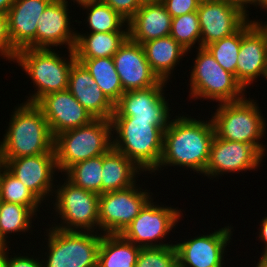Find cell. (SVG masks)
<instances>
[{
    "label": "cell",
    "mask_w": 267,
    "mask_h": 267,
    "mask_svg": "<svg viewBox=\"0 0 267 267\" xmlns=\"http://www.w3.org/2000/svg\"><path fill=\"white\" fill-rule=\"evenodd\" d=\"M214 136L211 119L205 121L192 118L188 114L176 115L164 131L162 157L153 172L161 171V168L166 166H177L189 168L199 175L203 174Z\"/></svg>",
    "instance_id": "obj_1"
},
{
    "label": "cell",
    "mask_w": 267,
    "mask_h": 267,
    "mask_svg": "<svg viewBox=\"0 0 267 267\" xmlns=\"http://www.w3.org/2000/svg\"><path fill=\"white\" fill-rule=\"evenodd\" d=\"M6 131L0 141V157L4 163L9 159L55 152L48 122L35 103L24 101L15 107Z\"/></svg>",
    "instance_id": "obj_2"
},
{
    "label": "cell",
    "mask_w": 267,
    "mask_h": 267,
    "mask_svg": "<svg viewBox=\"0 0 267 267\" xmlns=\"http://www.w3.org/2000/svg\"><path fill=\"white\" fill-rule=\"evenodd\" d=\"M111 124L112 147L143 172L152 174L160 163L164 131L169 124H151V121L143 120H111Z\"/></svg>",
    "instance_id": "obj_3"
},
{
    "label": "cell",
    "mask_w": 267,
    "mask_h": 267,
    "mask_svg": "<svg viewBox=\"0 0 267 267\" xmlns=\"http://www.w3.org/2000/svg\"><path fill=\"white\" fill-rule=\"evenodd\" d=\"M54 49L25 48L16 54L14 63L29 76L34 92L29 94L28 103H36L45 95L68 89L69 73L76 57L68 50V58Z\"/></svg>",
    "instance_id": "obj_4"
},
{
    "label": "cell",
    "mask_w": 267,
    "mask_h": 267,
    "mask_svg": "<svg viewBox=\"0 0 267 267\" xmlns=\"http://www.w3.org/2000/svg\"><path fill=\"white\" fill-rule=\"evenodd\" d=\"M255 101L246 95L239 101L219 103L211 120L216 137L253 145L265 156L267 145L260 141L265 139L267 123Z\"/></svg>",
    "instance_id": "obj_5"
},
{
    "label": "cell",
    "mask_w": 267,
    "mask_h": 267,
    "mask_svg": "<svg viewBox=\"0 0 267 267\" xmlns=\"http://www.w3.org/2000/svg\"><path fill=\"white\" fill-rule=\"evenodd\" d=\"M111 147V120L94 119L84 126L63 131L54 137L58 171L63 175L72 165L103 155Z\"/></svg>",
    "instance_id": "obj_6"
},
{
    "label": "cell",
    "mask_w": 267,
    "mask_h": 267,
    "mask_svg": "<svg viewBox=\"0 0 267 267\" xmlns=\"http://www.w3.org/2000/svg\"><path fill=\"white\" fill-rule=\"evenodd\" d=\"M42 267H97L102 233L47 228ZM46 256V257H45Z\"/></svg>",
    "instance_id": "obj_7"
},
{
    "label": "cell",
    "mask_w": 267,
    "mask_h": 267,
    "mask_svg": "<svg viewBox=\"0 0 267 267\" xmlns=\"http://www.w3.org/2000/svg\"><path fill=\"white\" fill-rule=\"evenodd\" d=\"M190 72L189 99L235 102L245 98V89L235 75L226 71L205 47H198Z\"/></svg>",
    "instance_id": "obj_8"
},
{
    "label": "cell",
    "mask_w": 267,
    "mask_h": 267,
    "mask_svg": "<svg viewBox=\"0 0 267 267\" xmlns=\"http://www.w3.org/2000/svg\"><path fill=\"white\" fill-rule=\"evenodd\" d=\"M63 181L62 185L55 186V200H52V211L57 212L54 216L61 220L58 224L54 222L52 227L64 231L98 232L99 194L75 186L66 177Z\"/></svg>",
    "instance_id": "obj_9"
},
{
    "label": "cell",
    "mask_w": 267,
    "mask_h": 267,
    "mask_svg": "<svg viewBox=\"0 0 267 267\" xmlns=\"http://www.w3.org/2000/svg\"><path fill=\"white\" fill-rule=\"evenodd\" d=\"M153 197L120 234L124 239L141 248L172 246L162 240L173 232L183 216L182 209L156 204ZM160 240V241H159Z\"/></svg>",
    "instance_id": "obj_10"
},
{
    "label": "cell",
    "mask_w": 267,
    "mask_h": 267,
    "mask_svg": "<svg viewBox=\"0 0 267 267\" xmlns=\"http://www.w3.org/2000/svg\"><path fill=\"white\" fill-rule=\"evenodd\" d=\"M152 195V192L146 188L142 189L138 184L127 189L100 194L99 232L121 234L152 198Z\"/></svg>",
    "instance_id": "obj_11"
},
{
    "label": "cell",
    "mask_w": 267,
    "mask_h": 267,
    "mask_svg": "<svg viewBox=\"0 0 267 267\" xmlns=\"http://www.w3.org/2000/svg\"><path fill=\"white\" fill-rule=\"evenodd\" d=\"M166 81L145 89L126 91L114 104L111 120H143L151 124H169L171 107L164 95Z\"/></svg>",
    "instance_id": "obj_12"
},
{
    "label": "cell",
    "mask_w": 267,
    "mask_h": 267,
    "mask_svg": "<svg viewBox=\"0 0 267 267\" xmlns=\"http://www.w3.org/2000/svg\"><path fill=\"white\" fill-rule=\"evenodd\" d=\"M237 59L236 79L245 90L256 82L258 76L266 77L267 31L258 19L247 20L242 25L241 47Z\"/></svg>",
    "instance_id": "obj_13"
},
{
    "label": "cell",
    "mask_w": 267,
    "mask_h": 267,
    "mask_svg": "<svg viewBox=\"0 0 267 267\" xmlns=\"http://www.w3.org/2000/svg\"><path fill=\"white\" fill-rule=\"evenodd\" d=\"M263 158L265 157L253 145L214 136L203 175L214 179L228 172L239 174L243 171L257 170Z\"/></svg>",
    "instance_id": "obj_14"
},
{
    "label": "cell",
    "mask_w": 267,
    "mask_h": 267,
    "mask_svg": "<svg viewBox=\"0 0 267 267\" xmlns=\"http://www.w3.org/2000/svg\"><path fill=\"white\" fill-rule=\"evenodd\" d=\"M230 225L207 235L176 243L179 267H225V252L233 236ZM224 265V266H223Z\"/></svg>",
    "instance_id": "obj_15"
},
{
    "label": "cell",
    "mask_w": 267,
    "mask_h": 267,
    "mask_svg": "<svg viewBox=\"0 0 267 267\" xmlns=\"http://www.w3.org/2000/svg\"><path fill=\"white\" fill-rule=\"evenodd\" d=\"M5 167L41 202L54 196V176L59 173L55 152L9 159Z\"/></svg>",
    "instance_id": "obj_16"
},
{
    "label": "cell",
    "mask_w": 267,
    "mask_h": 267,
    "mask_svg": "<svg viewBox=\"0 0 267 267\" xmlns=\"http://www.w3.org/2000/svg\"><path fill=\"white\" fill-rule=\"evenodd\" d=\"M197 13L201 47L230 36L248 20L245 10L231 0L200 2Z\"/></svg>",
    "instance_id": "obj_17"
},
{
    "label": "cell",
    "mask_w": 267,
    "mask_h": 267,
    "mask_svg": "<svg viewBox=\"0 0 267 267\" xmlns=\"http://www.w3.org/2000/svg\"><path fill=\"white\" fill-rule=\"evenodd\" d=\"M68 5L65 0H52L48 4L37 21L35 48L55 49L65 45L67 50H74L77 30L74 24L70 25Z\"/></svg>",
    "instance_id": "obj_18"
},
{
    "label": "cell",
    "mask_w": 267,
    "mask_h": 267,
    "mask_svg": "<svg viewBox=\"0 0 267 267\" xmlns=\"http://www.w3.org/2000/svg\"><path fill=\"white\" fill-rule=\"evenodd\" d=\"M35 104L46 118L53 137L94 120L68 89L45 95Z\"/></svg>",
    "instance_id": "obj_19"
},
{
    "label": "cell",
    "mask_w": 267,
    "mask_h": 267,
    "mask_svg": "<svg viewBox=\"0 0 267 267\" xmlns=\"http://www.w3.org/2000/svg\"><path fill=\"white\" fill-rule=\"evenodd\" d=\"M112 58L124 92L145 89L161 81L152 71L143 46L129 37Z\"/></svg>",
    "instance_id": "obj_20"
},
{
    "label": "cell",
    "mask_w": 267,
    "mask_h": 267,
    "mask_svg": "<svg viewBox=\"0 0 267 267\" xmlns=\"http://www.w3.org/2000/svg\"><path fill=\"white\" fill-rule=\"evenodd\" d=\"M68 90L94 119L111 120L114 104L78 61H75L71 67Z\"/></svg>",
    "instance_id": "obj_21"
},
{
    "label": "cell",
    "mask_w": 267,
    "mask_h": 267,
    "mask_svg": "<svg viewBox=\"0 0 267 267\" xmlns=\"http://www.w3.org/2000/svg\"><path fill=\"white\" fill-rule=\"evenodd\" d=\"M52 0H15L7 12L13 47L20 51L35 48L37 21Z\"/></svg>",
    "instance_id": "obj_22"
},
{
    "label": "cell",
    "mask_w": 267,
    "mask_h": 267,
    "mask_svg": "<svg viewBox=\"0 0 267 267\" xmlns=\"http://www.w3.org/2000/svg\"><path fill=\"white\" fill-rule=\"evenodd\" d=\"M127 23L129 38L142 45L170 35L172 17L161 2L143 3Z\"/></svg>",
    "instance_id": "obj_23"
},
{
    "label": "cell",
    "mask_w": 267,
    "mask_h": 267,
    "mask_svg": "<svg viewBox=\"0 0 267 267\" xmlns=\"http://www.w3.org/2000/svg\"><path fill=\"white\" fill-rule=\"evenodd\" d=\"M152 71L162 81L169 82L176 65L188 54L170 35L149 40L142 44ZM169 80V81H168Z\"/></svg>",
    "instance_id": "obj_24"
},
{
    "label": "cell",
    "mask_w": 267,
    "mask_h": 267,
    "mask_svg": "<svg viewBox=\"0 0 267 267\" xmlns=\"http://www.w3.org/2000/svg\"><path fill=\"white\" fill-rule=\"evenodd\" d=\"M139 172L143 171L134 162L111 147L103 154L102 194L131 187L137 183Z\"/></svg>",
    "instance_id": "obj_25"
},
{
    "label": "cell",
    "mask_w": 267,
    "mask_h": 267,
    "mask_svg": "<svg viewBox=\"0 0 267 267\" xmlns=\"http://www.w3.org/2000/svg\"><path fill=\"white\" fill-rule=\"evenodd\" d=\"M86 33L77 31L73 50L76 59L113 57L129 37L128 31Z\"/></svg>",
    "instance_id": "obj_26"
},
{
    "label": "cell",
    "mask_w": 267,
    "mask_h": 267,
    "mask_svg": "<svg viewBox=\"0 0 267 267\" xmlns=\"http://www.w3.org/2000/svg\"><path fill=\"white\" fill-rule=\"evenodd\" d=\"M140 249L120 234H103L97 267H135Z\"/></svg>",
    "instance_id": "obj_27"
},
{
    "label": "cell",
    "mask_w": 267,
    "mask_h": 267,
    "mask_svg": "<svg viewBox=\"0 0 267 267\" xmlns=\"http://www.w3.org/2000/svg\"><path fill=\"white\" fill-rule=\"evenodd\" d=\"M91 74L107 98L115 104L124 93L112 57L76 59Z\"/></svg>",
    "instance_id": "obj_28"
},
{
    "label": "cell",
    "mask_w": 267,
    "mask_h": 267,
    "mask_svg": "<svg viewBox=\"0 0 267 267\" xmlns=\"http://www.w3.org/2000/svg\"><path fill=\"white\" fill-rule=\"evenodd\" d=\"M36 214L27 206L20 204L2 202L0 208V243H10L9 234L19 233L21 235L32 230V219Z\"/></svg>",
    "instance_id": "obj_29"
},
{
    "label": "cell",
    "mask_w": 267,
    "mask_h": 267,
    "mask_svg": "<svg viewBox=\"0 0 267 267\" xmlns=\"http://www.w3.org/2000/svg\"><path fill=\"white\" fill-rule=\"evenodd\" d=\"M88 11L85 23L90 32L128 31V23L106 3L94 1L80 6Z\"/></svg>",
    "instance_id": "obj_30"
},
{
    "label": "cell",
    "mask_w": 267,
    "mask_h": 267,
    "mask_svg": "<svg viewBox=\"0 0 267 267\" xmlns=\"http://www.w3.org/2000/svg\"><path fill=\"white\" fill-rule=\"evenodd\" d=\"M103 155L72 165L63 175L75 186L102 194Z\"/></svg>",
    "instance_id": "obj_31"
},
{
    "label": "cell",
    "mask_w": 267,
    "mask_h": 267,
    "mask_svg": "<svg viewBox=\"0 0 267 267\" xmlns=\"http://www.w3.org/2000/svg\"><path fill=\"white\" fill-rule=\"evenodd\" d=\"M0 198L3 202L27 206L36 214L35 218L42 203L5 166L0 173Z\"/></svg>",
    "instance_id": "obj_32"
},
{
    "label": "cell",
    "mask_w": 267,
    "mask_h": 267,
    "mask_svg": "<svg viewBox=\"0 0 267 267\" xmlns=\"http://www.w3.org/2000/svg\"><path fill=\"white\" fill-rule=\"evenodd\" d=\"M241 40L242 26L230 36L224 37L221 40L205 46V48L211 53L219 65L226 71L235 75V77Z\"/></svg>",
    "instance_id": "obj_33"
},
{
    "label": "cell",
    "mask_w": 267,
    "mask_h": 267,
    "mask_svg": "<svg viewBox=\"0 0 267 267\" xmlns=\"http://www.w3.org/2000/svg\"><path fill=\"white\" fill-rule=\"evenodd\" d=\"M170 36L189 53L196 42L199 45L196 47H201V30L197 11L172 18Z\"/></svg>",
    "instance_id": "obj_34"
},
{
    "label": "cell",
    "mask_w": 267,
    "mask_h": 267,
    "mask_svg": "<svg viewBox=\"0 0 267 267\" xmlns=\"http://www.w3.org/2000/svg\"><path fill=\"white\" fill-rule=\"evenodd\" d=\"M135 267H179L175 245L141 248Z\"/></svg>",
    "instance_id": "obj_35"
},
{
    "label": "cell",
    "mask_w": 267,
    "mask_h": 267,
    "mask_svg": "<svg viewBox=\"0 0 267 267\" xmlns=\"http://www.w3.org/2000/svg\"><path fill=\"white\" fill-rule=\"evenodd\" d=\"M17 53L9 35L7 14L0 13V57L14 62Z\"/></svg>",
    "instance_id": "obj_36"
},
{
    "label": "cell",
    "mask_w": 267,
    "mask_h": 267,
    "mask_svg": "<svg viewBox=\"0 0 267 267\" xmlns=\"http://www.w3.org/2000/svg\"><path fill=\"white\" fill-rule=\"evenodd\" d=\"M167 12L172 18L198 10L200 0H162Z\"/></svg>",
    "instance_id": "obj_37"
},
{
    "label": "cell",
    "mask_w": 267,
    "mask_h": 267,
    "mask_svg": "<svg viewBox=\"0 0 267 267\" xmlns=\"http://www.w3.org/2000/svg\"><path fill=\"white\" fill-rule=\"evenodd\" d=\"M116 11L127 22L142 6L139 0H101Z\"/></svg>",
    "instance_id": "obj_38"
},
{
    "label": "cell",
    "mask_w": 267,
    "mask_h": 267,
    "mask_svg": "<svg viewBox=\"0 0 267 267\" xmlns=\"http://www.w3.org/2000/svg\"><path fill=\"white\" fill-rule=\"evenodd\" d=\"M8 252V259H7V267H42V260H39L40 257L35 259L32 255L29 256H21V254H15L12 258V255L9 256ZM10 257V258H9Z\"/></svg>",
    "instance_id": "obj_39"
},
{
    "label": "cell",
    "mask_w": 267,
    "mask_h": 267,
    "mask_svg": "<svg viewBox=\"0 0 267 267\" xmlns=\"http://www.w3.org/2000/svg\"><path fill=\"white\" fill-rule=\"evenodd\" d=\"M261 223H260V229H259V240H261L262 242L265 243L264 245V251L263 253H261V257L260 259H267V216H265L264 218L261 219Z\"/></svg>",
    "instance_id": "obj_40"
},
{
    "label": "cell",
    "mask_w": 267,
    "mask_h": 267,
    "mask_svg": "<svg viewBox=\"0 0 267 267\" xmlns=\"http://www.w3.org/2000/svg\"><path fill=\"white\" fill-rule=\"evenodd\" d=\"M7 245L0 243V267H7L8 251H10Z\"/></svg>",
    "instance_id": "obj_41"
},
{
    "label": "cell",
    "mask_w": 267,
    "mask_h": 267,
    "mask_svg": "<svg viewBox=\"0 0 267 267\" xmlns=\"http://www.w3.org/2000/svg\"><path fill=\"white\" fill-rule=\"evenodd\" d=\"M233 3H236L238 4L239 6H241L244 10H245V13H246V16H247V19L248 20H251L249 18V11L247 8H249L248 6H250L255 0H231Z\"/></svg>",
    "instance_id": "obj_42"
},
{
    "label": "cell",
    "mask_w": 267,
    "mask_h": 267,
    "mask_svg": "<svg viewBox=\"0 0 267 267\" xmlns=\"http://www.w3.org/2000/svg\"><path fill=\"white\" fill-rule=\"evenodd\" d=\"M15 0H0V13L7 14Z\"/></svg>",
    "instance_id": "obj_43"
},
{
    "label": "cell",
    "mask_w": 267,
    "mask_h": 267,
    "mask_svg": "<svg viewBox=\"0 0 267 267\" xmlns=\"http://www.w3.org/2000/svg\"><path fill=\"white\" fill-rule=\"evenodd\" d=\"M251 5H254V8L256 6V9L259 7L260 9L267 11V0H255Z\"/></svg>",
    "instance_id": "obj_44"
},
{
    "label": "cell",
    "mask_w": 267,
    "mask_h": 267,
    "mask_svg": "<svg viewBox=\"0 0 267 267\" xmlns=\"http://www.w3.org/2000/svg\"><path fill=\"white\" fill-rule=\"evenodd\" d=\"M65 1L67 2V0H65ZM71 1H73L74 3L76 2V4L81 6V5L86 4V3H91V2H94V1H100V0H71Z\"/></svg>",
    "instance_id": "obj_45"
},
{
    "label": "cell",
    "mask_w": 267,
    "mask_h": 267,
    "mask_svg": "<svg viewBox=\"0 0 267 267\" xmlns=\"http://www.w3.org/2000/svg\"><path fill=\"white\" fill-rule=\"evenodd\" d=\"M256 267H267V259H259L256 264Z\"/></svg>",
    "instance_id": "obj_46"
},
{
    "label": "cell",
    "mask_w": 267,
    "mask_h": 267,
    "mask_svg": "<svg viewBox=\"0 0 267 267\" xmlns=\"http://www.w3.org/2000/svg\"><path fill=\"white\" fill-rule=\"evenodd\" d=\"M139 1L143 4V3L161 2L162 0H139Z\"/></svg>",
    "instance_id": "obj_47"
},
{
    "label": "cell",
    "mask_w": 267,
    "mask_h": 267,
    "mask_svg": "<svg viewBox=\"0 0 267 267\" xmlns=\"http://www.w3.org/2000/svg\"><path fill=\"white\" fill-rule=\"evenodd\" d=\"M258 22L265 28V30L267 31V21L263 22L260 21V19L258 20Z\"/></svg>",
    "instance_id": "obj_48"
},
{
    "label": "cell",
    "mask_w": 267,
    "mask_h": 267,
    "mask_svg": "<svg viewBox=\"0 0 267 267\" xmlns=\"http://www.w3.org/2000/svg\"><path fill=\"white\" fill-rule=\"evenodd\" d=\"M4 166H5V163L3 162V160L0 157V173H1Z\"/></svg>",
    "instance_id": "obj_49"
},
{
    "label": "cell",
    "mask_w": 267,
    "mask_h": 267,
    "mask_svg": "<svg viewBox=\"0 0 267 267\" xmlns=\"http://www.w3.org/2000/svg\"><path fill=\"white\" fill-rule=\"evenodd\" d=\"M214 1H228V0H200V2H214Z\"/></svg>",
    "instance_id": "obj_50"
}]
</instances>
